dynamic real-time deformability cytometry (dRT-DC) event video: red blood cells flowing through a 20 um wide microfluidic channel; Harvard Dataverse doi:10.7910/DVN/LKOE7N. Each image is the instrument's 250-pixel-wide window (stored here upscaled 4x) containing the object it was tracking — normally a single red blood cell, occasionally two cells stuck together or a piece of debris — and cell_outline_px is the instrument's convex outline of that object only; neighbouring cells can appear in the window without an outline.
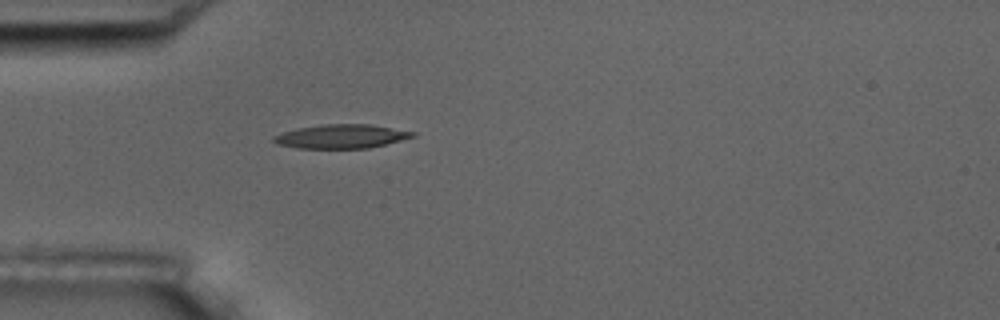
{"species": "common noctule bat (a hibernating species)", "species_latin": "Nyctalus noctula", "temperature_condition": "room temperature", "stored_images_in_passage": 1, "camera_frame_rate_fps": 3000, "um_per_image_px": 0.085, "animal": {"sex": "male", "body_mass_g": 17.5, "forearm_length_mm": 52.3}, "frame": {"image": 1, "passage_image": 1, "time_ms": 0.0, "image_size_px": [1000, 320], "cell_outline_px": [[416, 136], [368, 148], [296, 148], [276, 144], [272, 140], [272, 136], [296, 128], [324, 124], [368, 124], [416, 132]], "centroid_in_image_um": [28.96, 11.59], "position_along_channel_um": 56.0, "area_um2": 19.25}}